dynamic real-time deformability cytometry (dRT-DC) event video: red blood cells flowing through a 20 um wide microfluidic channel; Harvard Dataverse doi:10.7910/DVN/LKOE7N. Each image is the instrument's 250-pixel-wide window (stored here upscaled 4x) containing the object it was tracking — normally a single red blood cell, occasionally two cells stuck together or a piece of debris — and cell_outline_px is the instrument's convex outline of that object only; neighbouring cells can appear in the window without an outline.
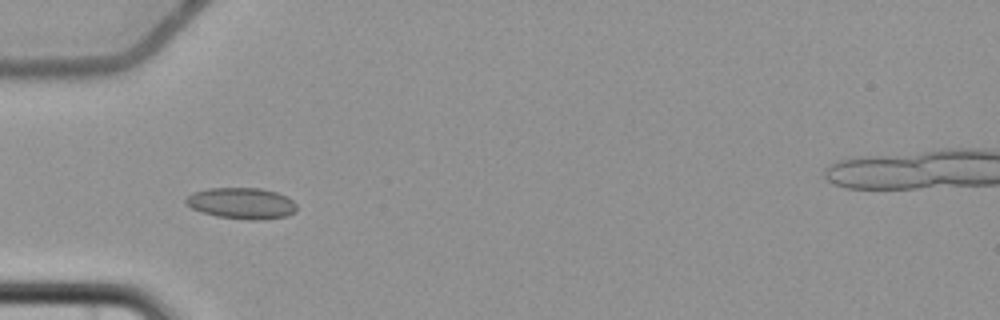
{"species": "common noctule bat (a hibernating species)", "species_latin": "Nyctalus noctula", "temperature_condition": "cold", "stored_images_in_passage": 8, "camera_frame_rate_fps": 3000, "um_per_image_px": 0.085, "animal": {"sex": "female", "body_mass_g": 22.7, "forearm_length_mm": 54.2}, "frame": {"image": 1, "passage_image": 3, "time_ms": 2.333, "image_size_px": [1000, 320], "cell_outline_px": [[296, 212], [288, 216], [260, 220], [248, 220], [216, 216], [200, 212], [184, 204], [184, 200], [192, 192], [208, 188], [260, 188], [276, 192], [292, 200], [296, 204]], "centroid_in_image_um": [20.51, 17.29], "position_along_channel_um": 64.5, "area_um2": 20.35}}
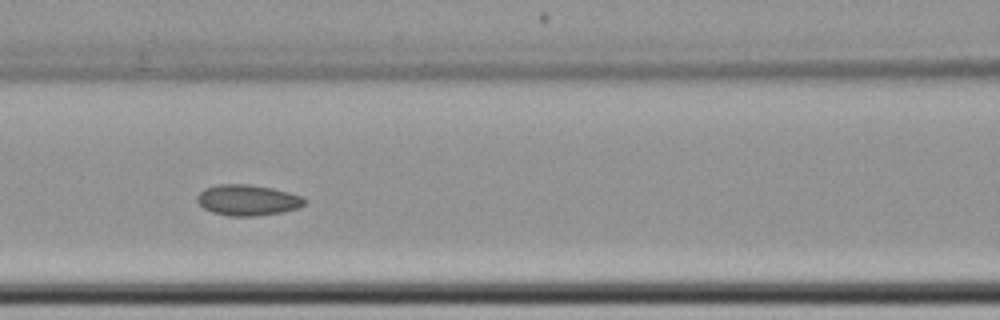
{"frame": {"image": 2, "passage_image": 5, "time_ms": 4.667, "image_size_px": [1000, 320], "cell_outline_px": [[308, 200], [304, 204], [296, 208], [284, 212], [256, 216], [228, 216], [212, 212], [204, 208], [196, 200], [196, 196], [204, 188], [216, 184], [248, 184], [272, 188], [288, 192], [300, 196]], "centroid_in_image_um": [21.02, 17.01], "position_along_channel_um": 145.6, "area_um2": 19.36}}
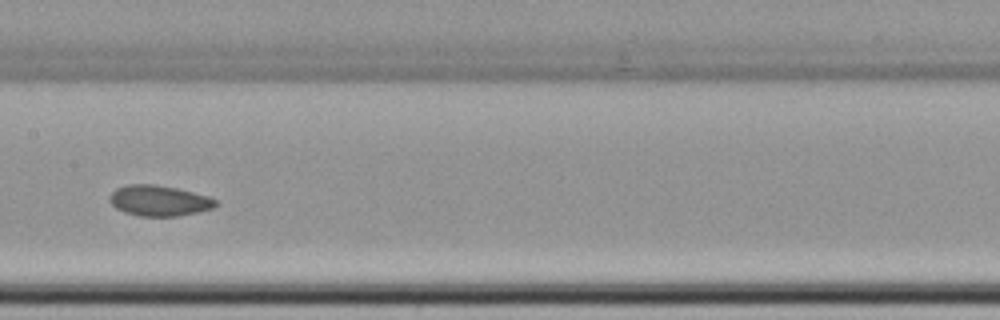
{"frame": {"image": 3, "passage_image": 6, "time_ms": 6.0, "image_size_px": [1000, 320], "cell_outline_px": [[220, 204], [212, 208], [180, 216], [140, 216], [124, 212], [116, 208], [108, 200], [108, 196], [116, 188], [128, 184], [156, 184], [176, 188], [208, 196], [216, 200]], "centroid_in_image_um": [13.5, 17.05], "position_along_channel_um": 193.9, "area_um2": 19.02}}